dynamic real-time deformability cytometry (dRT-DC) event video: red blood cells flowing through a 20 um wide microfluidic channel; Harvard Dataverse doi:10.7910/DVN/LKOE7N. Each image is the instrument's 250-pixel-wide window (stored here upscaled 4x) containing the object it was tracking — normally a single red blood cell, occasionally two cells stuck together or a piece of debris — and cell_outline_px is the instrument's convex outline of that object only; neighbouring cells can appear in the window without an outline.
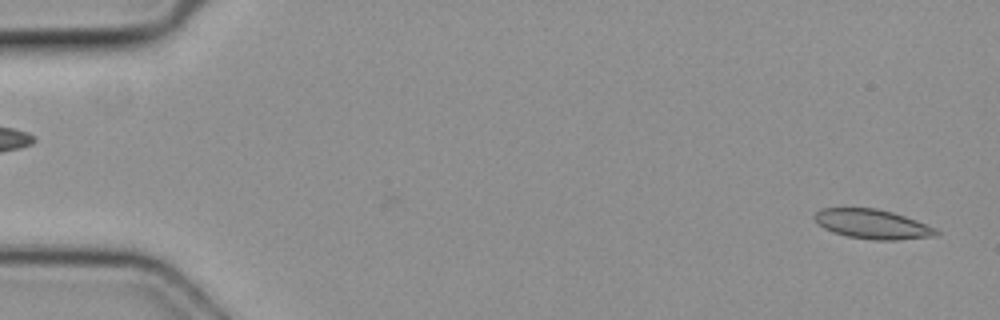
{"species": "common noctule bat (a hibernating species)", "species_latin": "Nyctalus noctula", "temperature_condition": "cold", "stored_images_in_passage": 4, "camera_frame_rate_fps": 3000, "um_per_image_px": 0.085, "animal": {"sex": "female", "body_mass_g": 19.3, "forearm_length_mm": 54.1}, "frame": {"image": 1, "passage_image": 4, "time_ms": 1.0, "image_size_px": [1000, 320], "cell_outline_px": [[940, 232], [936, 236], [896, 240], [872, 240], [848, 236], [832, 232], [824, 228], [812, 216], [820, 208], [876, 208], [892, 212], [916, 220], [936, 228]], "centroid_in_image_um": [74.16, 19.05], "position_along_channel_um": 10.8, "area_um2": 20.87}}